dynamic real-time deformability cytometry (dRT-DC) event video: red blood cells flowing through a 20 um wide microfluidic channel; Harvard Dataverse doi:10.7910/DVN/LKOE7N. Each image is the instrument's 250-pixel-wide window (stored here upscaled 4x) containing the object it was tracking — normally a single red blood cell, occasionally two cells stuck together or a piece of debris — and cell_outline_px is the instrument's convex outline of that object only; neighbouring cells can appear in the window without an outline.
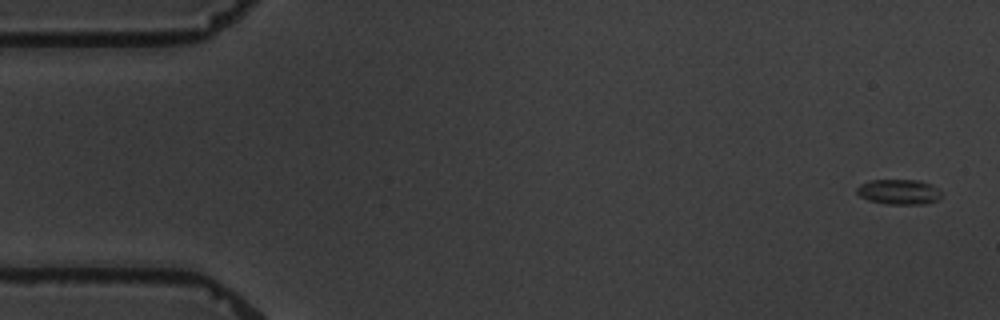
{"species": "common noctule bat (a hibernating species)", "species_latin": "Nyctalus noctula", "temperature_condition": "warm", "stored_images_in_passage": 6, "segment_of_instrument_passage": [2, 2], "camera_frame_rate_fps": 3000, "um_per_image_px": 0.085, "animal": {"sex": "male", "body_mass_g": 19.5, "forearm_length_mm": 54.6}, "frame": {"image": 1, "passage_image": 6, "time_ms": 6.667, "image_size_px": [1000, 320], "cell_outline_px": [[940, 196], [936, 200], [924, 204], [888, 204], [868, 200], [860, 196], [856, 192], [856, 188], [860, 184], [868, 180], [916, 180], [932, 184], [940, 192]], "centroid_in_image_um": [76.36, 16.3], "position_along_channel_um": 8.6, "area_um2": 12.31}}